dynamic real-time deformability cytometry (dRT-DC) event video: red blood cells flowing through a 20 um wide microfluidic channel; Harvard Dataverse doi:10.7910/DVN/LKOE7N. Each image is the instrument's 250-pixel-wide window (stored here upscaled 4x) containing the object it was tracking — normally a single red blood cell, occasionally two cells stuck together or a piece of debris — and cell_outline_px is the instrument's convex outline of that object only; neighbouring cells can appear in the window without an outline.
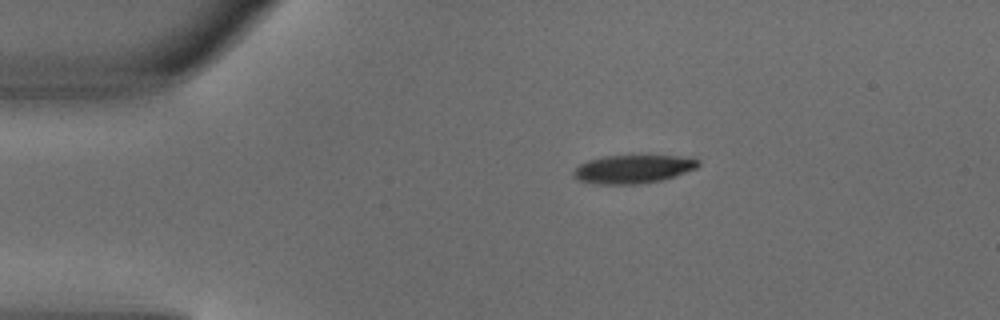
{"species": "common noctule bat (a hibernating species)", "species_latin": "Nyctalus noctula", "temperature_condition": "warm", "stored_images_in_passage": 2, "camera_frame_rate_fps": 3000, "um_per_image_px": 0.085, "animal": {"sex": "male", "body_mass_g": 18.8}, "frame": {"image": 1, "passage_image": 1, "time_ms": 0.0, "image_size_px": [1000, 320], "cell_outline_px": [[700, 164], [696, 168], [676, 176], [664, 180], [636, 184], [596, 184], [580, 180], [572, 176], [572, 172], [580, 164], [588, 160], [604, 156], [676, 156], [700, 160]], "centroid_in_image_um": [53.8, 14.38], "position_along_channel_um": 31.2, "area_um2": 20.52}}